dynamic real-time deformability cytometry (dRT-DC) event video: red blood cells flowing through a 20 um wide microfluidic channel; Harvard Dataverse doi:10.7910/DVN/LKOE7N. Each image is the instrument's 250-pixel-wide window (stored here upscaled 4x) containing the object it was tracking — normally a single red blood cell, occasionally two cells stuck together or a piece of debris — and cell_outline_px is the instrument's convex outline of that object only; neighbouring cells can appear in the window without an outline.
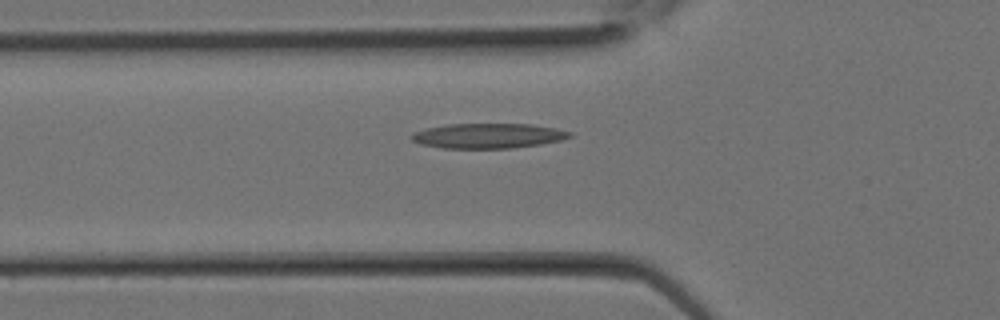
{"species": "Egyptian fruit bat (a non-hibernating species)", "species_latin": "Rousettus aegyptiacus", "temperature_condition": "room temperature", "stored_images_in_passage": 26, "camera_frame_rate_fps": 3000, "um_per_image_px": 0.085, "animal": {"sex": "female"}, "frame": {"image": 1, "passage_image": 9, "time_ms": 2.667, "image_size_px": [1000, 320], "cell_outline_px": [[572, 136], [560, 140], [540, 144], [512, 148], [444, 148], [420, 144], [412, 140], [408, 136], [416, 132], [428, 128], [448, 124], [532, 124], [556, 128], [572, 132]], "centroid_in_image_um": [41.5, 11.54], "position_along_channel_um": 84.3, "area_um2": 22.89}}
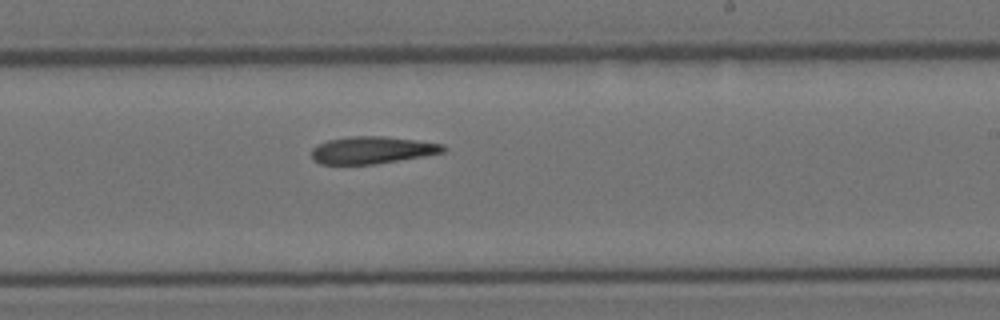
{"frame": {"image": 2, "passage_image": 16, "time_ms": 5.0, "image_size_px": [1000, 320], "cell_outline_px": [[448, 148], [444, 152], [424, 156], [372, 164], [320, 164], [312, 160], [312, 148], [316, 144], [328, 140], [348, 136], [384, 136], [416, 140], [444, 144]], "centroid_in_image_um": [31.62, 12.75], "position_along_channel_um": 257.4, "area_um2": 20.98}}
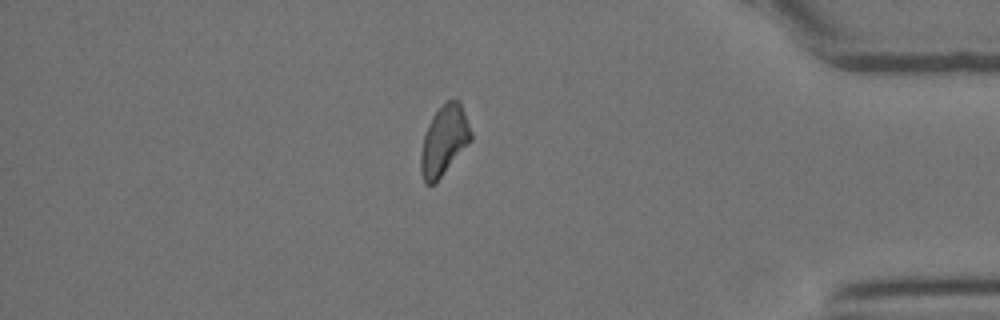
{"frame": {"image": 3, "passage_image": 23, "time_ms": 7.333, "image_size_px": [1000, 320], "cell_outline_px": [[472, 140], [436, 184], [424, 184], [420, 172], [420, 152], [424, 136], [428, 124], [432, 116], [448, 100], [460, 100], [472, 132]], "centroid_in_image_um": [37.74, 11.99], "position_along_channel_um": 397.5, "area_um2": 20.63}}